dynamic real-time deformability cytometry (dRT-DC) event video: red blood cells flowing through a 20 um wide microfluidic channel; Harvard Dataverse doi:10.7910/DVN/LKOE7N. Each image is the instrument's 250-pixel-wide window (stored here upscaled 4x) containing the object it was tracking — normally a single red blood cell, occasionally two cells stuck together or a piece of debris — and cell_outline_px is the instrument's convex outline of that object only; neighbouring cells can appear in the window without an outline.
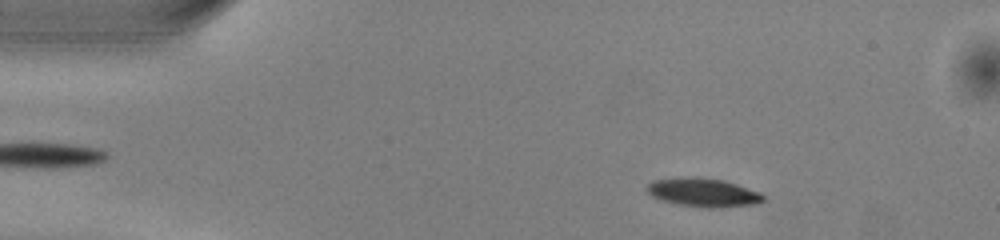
{"species": "common noctule bat (a hibernating species)", "species_latin": "Nyctalus noctula", "temperature_condition": "warm", "stored_images_in_passage": 50, "camera_frame_rate_fps": 3000, "um_per_image_px": 0.085, "animal": {"sex": "male", "body_mass_g": 13.0, "forearm_length_mm": 53.1}, "frame": {"image": 1, "passage_image": 7, "time_ms": 2.0, "image_size_px": [1000, 240], "cell_outline_px": [[764, 200], [752, 204], [720, 208], [708, 208], [680, 204], [660, 200], [652, 196], [648, 192], [648, 184], [652, 180], [684, 176], [696, 176], [724, 180], [760, 192], [764, 196]], "centroid_in_image_um": [59.75, 16.34], "position_along_channel_um": 25.2, "area_um2": 19.42}}
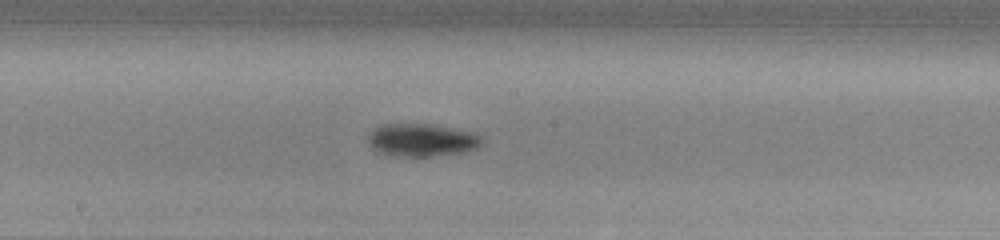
{"frame": {"image": 2, "passage_image": 26, "time_ms": 8.333, "image_size_px": [1000, 240], "cell_outline_px": [[484, 140], [476, 148], [464, 152], [432, 156], [396, 156], [376, 152], [368, 144], [368, 132], [380, 124], [436, 124], [476, 132], [484, 136]], "centroid_in_image_um": [35.86, 11.89], "position_along_channel_um": 212.3, "area_um2": 22.31}}
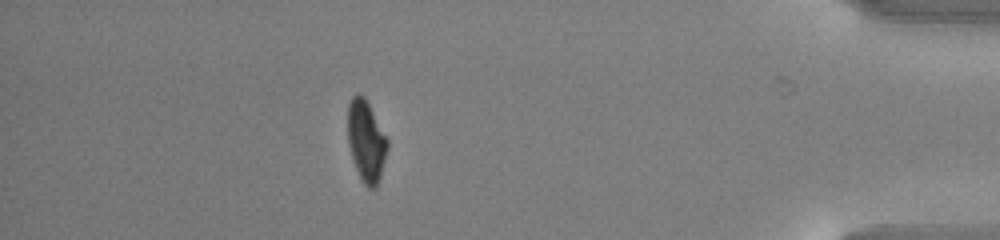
{"frame": {"image": 3, "passage_image": 44, "time_ms": 14.333, "image_size_px": [1000, 240], "cell_outline_px": [[388, 148], [380, 176], [376, 184], [372, 188], [368, 188], [364, 184], [356, 168], [348, 144], [348, 104], [352, 96], [364, 96], [388, 136]], "centroid_in_image_um": [31.14, 11.95], "position_along_channel_um": 404.1, "area_um2": 18.61}, "authors_computed_cell_mechanics": {"area_um2": 19.8254, "velocity_mm_per_s": 4.0283, "shape_relaxation_time_tau1_ms": 3.6633, "shape_relaxation_time_tau2_ms": null, "deformation_change_tau1": 0.1278, "deformation_change_tau2": null}}